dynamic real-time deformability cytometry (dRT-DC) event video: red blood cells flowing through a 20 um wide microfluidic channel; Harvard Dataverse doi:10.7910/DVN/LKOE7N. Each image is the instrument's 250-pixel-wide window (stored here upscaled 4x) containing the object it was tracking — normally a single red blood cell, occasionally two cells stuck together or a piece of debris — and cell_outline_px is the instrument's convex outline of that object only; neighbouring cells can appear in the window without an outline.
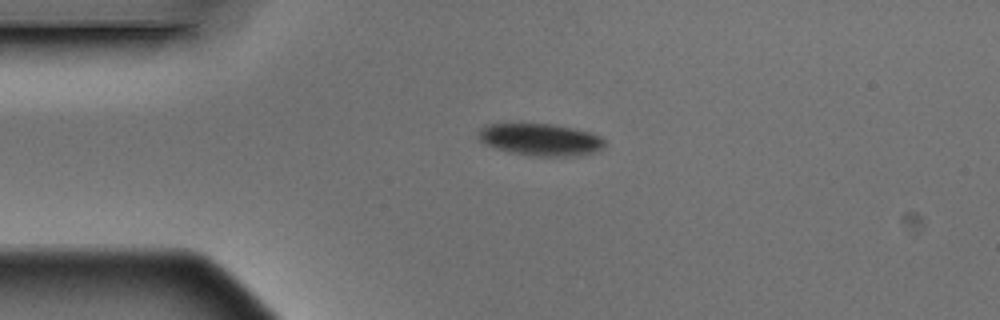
{"species": "Egyptian fruit bat (a non-hibernating species)", "species_latin": "Rousettus aegyptiacus", "temperature_condition": "warm", "stored_images_in_passage": 2, "camera_frame_rate_fps": 3000, "um_per_image_px": 0.085, "animal": {"sex": "male"}, "frame": {"image": 1, "passage_image": 1, "time_ms": 0.0, "image_size_px": [1000, 320], "cell_outline_px": [[604, 148], [596, 152], [580, 156], [536, 156], [512, 152], [496, 148], [480, 140], [480, 128], [484, 124], [548, 124], [572, 128], [592, 132], [600, 136], [604, 140]], "centroid_in_image_um": [46.01, 11.87], "position_along_channel_um": 39.0, "area_um2": 23.41}}